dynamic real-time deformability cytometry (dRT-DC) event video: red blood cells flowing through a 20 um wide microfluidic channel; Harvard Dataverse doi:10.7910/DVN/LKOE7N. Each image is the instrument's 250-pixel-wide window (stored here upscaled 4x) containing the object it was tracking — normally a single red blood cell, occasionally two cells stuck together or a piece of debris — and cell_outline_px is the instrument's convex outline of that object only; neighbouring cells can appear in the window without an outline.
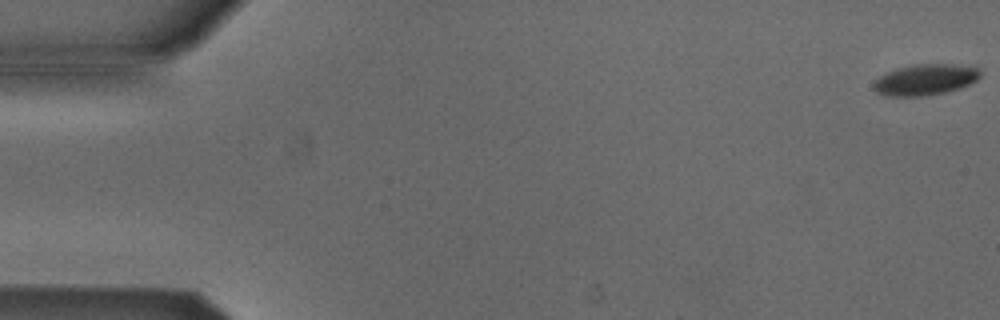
{"species": "Egyptian fruit bat (a non-hibernating species)", "species_latin": "Rousettus aegyptiacus", "temperature_condition": "cold", "stored_images_in_passage": 54, "camera_frame_rate_fps": 3000, "um_per_image_px": 0.085, "animal": {"sex": "male"}, "frame": {"image": 1, "passage_image": 1, "time_ms": 0.0, "image_size_px": [1000, 320], "cell_outline_px": [[980, 76], [976, 80], [968, 84], [944, 92], [920, 96], [888, 96], [880, 92], [872, 84], [880, 76], [896, 68], [916, 64], [952, 64], [980, 68]], "centroid_in_image_um": [78.65, 6.75], "position_along_channel_um": 6.3, "area_um2": 18.79}}
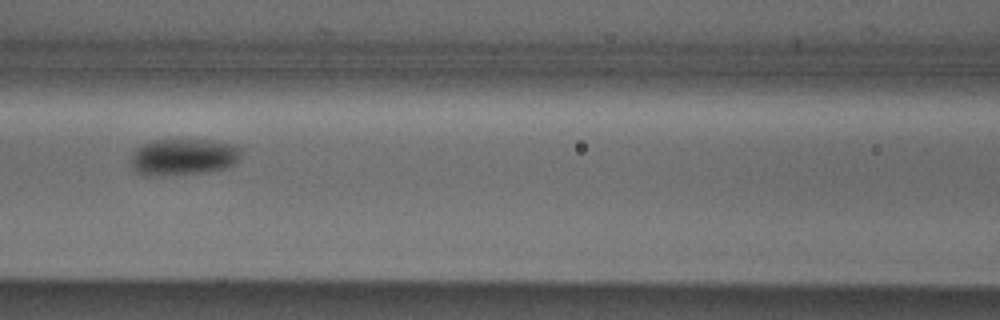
{"frame": {"image": 2, "passage_image": 24, "time_ms": 7.667, "image_size_px": [1000, 320], "cell_outline_px": [[240, 152], [236, 160], [232, 164], [224, 168], [200, 172], [164, 176], [144, 176], [136, 172], [132, 168], [132, 156], [136, 148], [140, 144], [152, 140], [212, 140], [236, 144], [240, 148]], "centroid_in_image_um": [15.52, 13.33], "position_along_channel_um": 151.1, "area_um2": 23.47}}
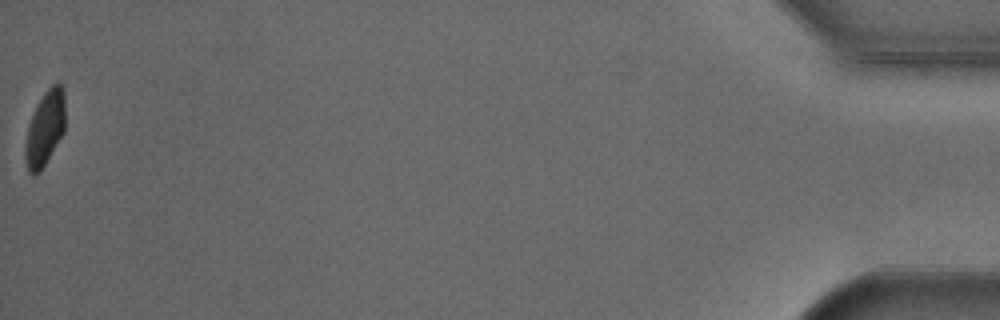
{"frame": {"image": 3, "passage_image": 54, "time_ms": 17.667, "image_size_px": [1000, 320], "cell_outline_px": [[64, 132], [40, 172], [36, 176], [32, 176], [28, 172], [24, 156], [24, 148], [28, 124], [36, 104], [44, 92], [52, 84], [60, 80], [64, 92]], "centroid_in_image_um": [3.8, 10.91], "position_along_channel_um": 431.4, "area_um2": 17.74}, "authors_computed_cell_mechanics": {"area_um2": 20.6924, "velocity_mm_per_s": 3.8476, "shape_relaxation_time_tau1_ms": 2.6391, "shape_relaxation_time_tau2_ms": null, "deformation_change_tau1": 0.0818, "deformation_change_tau2": null}}